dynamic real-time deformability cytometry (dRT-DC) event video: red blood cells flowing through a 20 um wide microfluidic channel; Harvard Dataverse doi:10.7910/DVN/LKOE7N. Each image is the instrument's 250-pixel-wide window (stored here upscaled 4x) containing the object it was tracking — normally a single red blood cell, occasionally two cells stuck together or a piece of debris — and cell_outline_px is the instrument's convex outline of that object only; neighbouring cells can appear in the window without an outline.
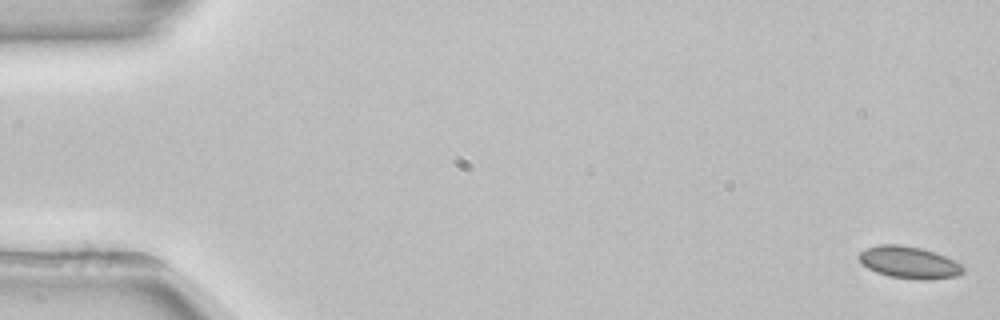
{"species": "common noctule bat (a hibernating species)", "species_latin": "Nyctalus noctula", "temperature_condition": "room temperature", "stored_images_in_passage": 54, "camera_frame_rate_fps": 3000, "um_per_image_px": 0.085, "animal": {"sex": "female", "body_mass_g": 22.7, "forearm_length_mm": 54.2}, "frame": {"image": 1, "passage_image": 1, "time_ms": 0.0, "image_size_px": [1000, 320], "cell_outline_px": [[964, 272], [956, 276], [924, 280], [888, 276], [876, 272], [868, 268], [856, 256], [860, 252], [868, 248], [880, 244], [900, 244], [920, 248], [936, 252], [960, 264], [964, 268]], "centroid_in_image_um": [77.26, 22.3], "position_along_channel_um": 7.7, "area_um2": 19.25}}
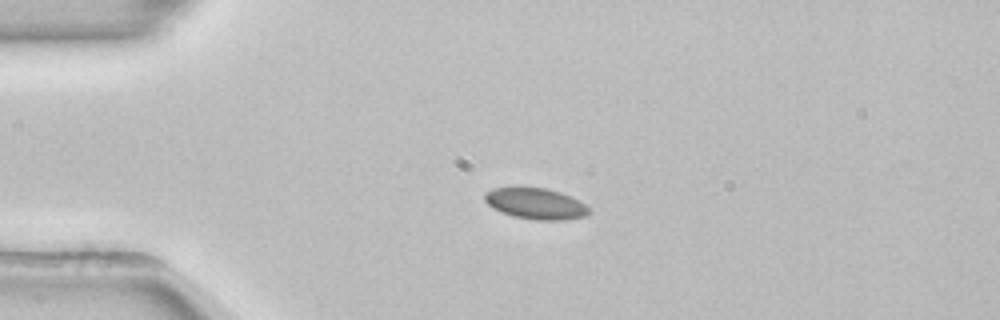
{"frame": {"image": 2, "passage_image": 13, "time_ms": 4.0, "image_size_px": [1000, 320], "cell_outline_px": [[588, 216], [560, 220], [536, 220], [512, 216], [500, 212], [492, 208], [484, 200], [484, 192], [492, 188], [544, 188], [560, 192], [584, 204], [588, 208]], "centroid_in_image_um": [45.47, 17.32], "position_along_channel_um": 39.5, "area_um2": 18.67}}
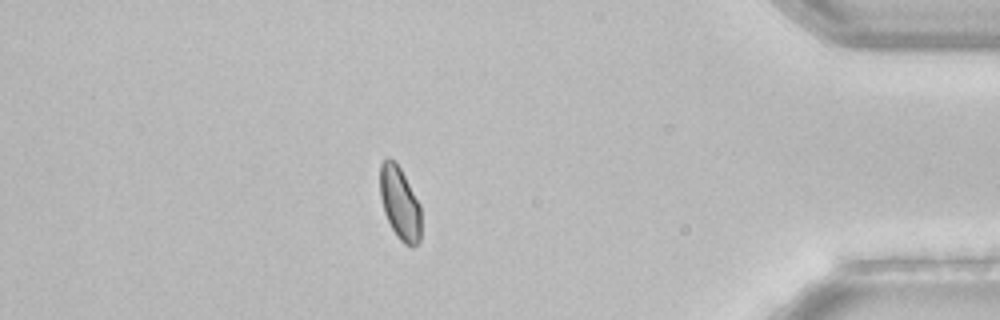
{"frame": {"image": 3, "passage_image": 47, "time_ms": 15.333, "image_size_px": [1000, 320], "cell_outline_px": [[420, 244], [412, 248], [404, 244], [396, 236], [384, 212], [380, 196], [380, 164], [388, 156], [400, 168], [420, 204]], "centroid_in_image_um": [33.99, 17.32], "position_along_channel_um": 401.2, "area_um2": 17.46}}